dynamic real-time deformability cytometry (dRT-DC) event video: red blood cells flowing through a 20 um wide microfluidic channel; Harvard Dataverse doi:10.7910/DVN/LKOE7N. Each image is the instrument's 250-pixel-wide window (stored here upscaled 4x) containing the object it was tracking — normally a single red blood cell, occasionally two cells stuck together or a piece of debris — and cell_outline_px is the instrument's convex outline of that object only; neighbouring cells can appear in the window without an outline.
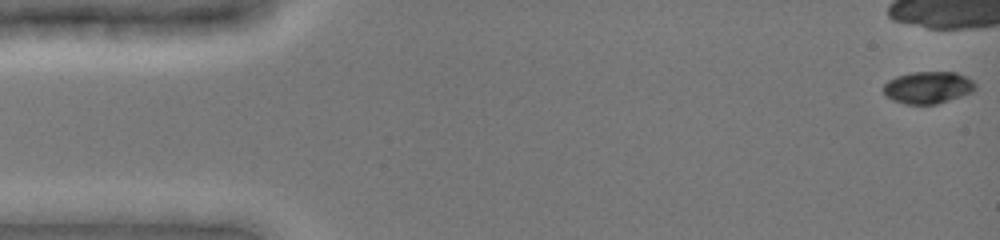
{"species": "common noctule bat (a hibernating species)", "species_latin": "Nyctalus noctula", "temperature_condition": "cold", "stored_images_in_passage": 12, "camera_frame_rate_fps": 3000, "um_per_image_px": 0.085, "animal": {"sex": "female", "body_mass_g": 19.0, "forearm_length_mm": 51.5}, "frame": {"image": 1, "passage_image": 1, "time_ms": 0.0, "image_size_px": [1000, 240], "cell_outline_px": [[976, 88], [972, 92], [936, 104], [904, 104], [892, 100], [884, 92], [884, 84], [888, 80], [896, 76], [912, 72], [956, 72], [972, 80], [976, 84]], "centroid_in_image_um": [78.87, 7.43], "position_along_channel_um": 6.1, "area_um2": 17.05}}